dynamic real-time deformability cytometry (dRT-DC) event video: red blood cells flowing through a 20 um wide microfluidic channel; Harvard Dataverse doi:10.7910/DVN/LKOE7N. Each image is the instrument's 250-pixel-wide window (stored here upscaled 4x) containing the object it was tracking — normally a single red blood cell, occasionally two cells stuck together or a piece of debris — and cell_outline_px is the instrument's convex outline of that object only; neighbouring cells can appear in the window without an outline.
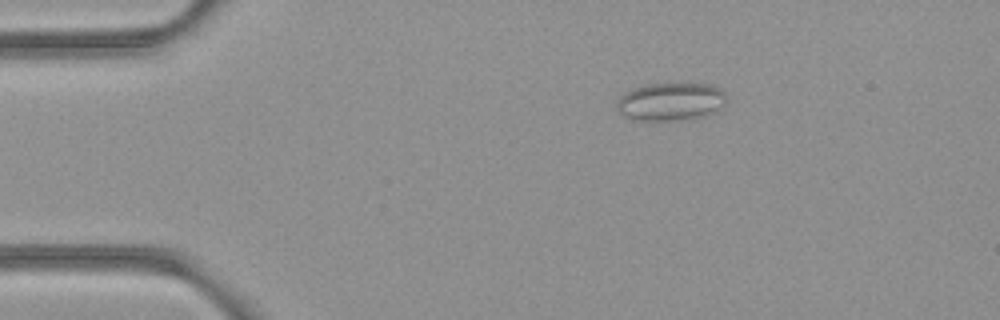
{"species": "common noctule bat (a hibernating species)", "species_latin": "Nyctalus noctula", "temperature_condition": "room temperature", "stored_images_in_passage": 44, "camera_frame_rate_fps": 3000, "um_per_image_px": 0.085, "animal": {"sex": "female", "body_mass_g": 21.9}, "frame": {"image": 1, "passage_image": 1, "time_ms": 0.0, "image_size_px": [1000, 320], "cell_outline_px": [[724, 104], [716, 112], [696, 120], [636, 120], [624, 116], [616, 108], [616, 100], [624, 92], [648, 84], [712, 84], [720, 88], [724, 92]], "centroid_in_image_um": [57.02, 8.66], "position_along_channel_um": 28.0, "area_um2": 24.51}}
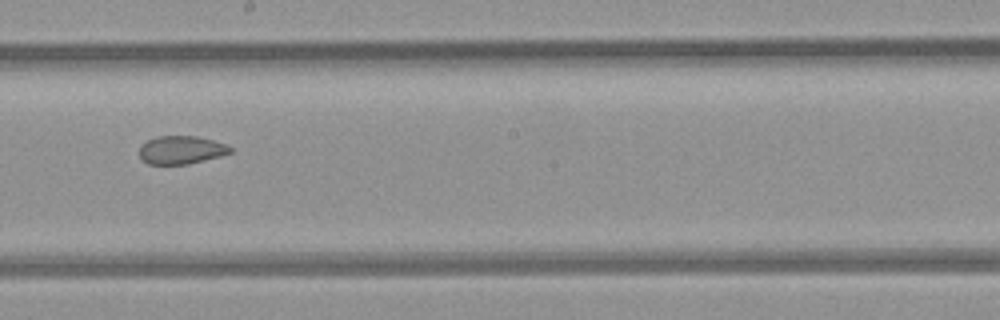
{"frame": {"image": 2, "passage_image": 21, "time_ms": 6.667, "image_size_px": [1000, 320], "cell_outline_px": [[232, 152], [220, 156], [188, 164], [148, 164], [140, 160], [140, 144], [156, 136], [196, 136], [228, 144], [232, 148]], "centroid_in_image_um": [15.39, 12.74], "position_along_channel_um": 232.8, "area_um2": 15.03}}
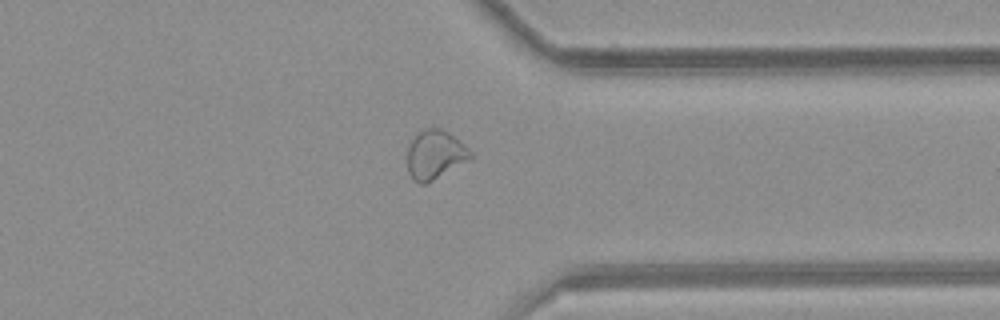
{"frame": {"image": 3, "passage_image": 32, "time_ms": 10.333, "image_size_px": [1000, 320], "cell_outline_px": [[472, 156], [468, 160], [432, 180], [424, 184], [420, 184], [412, 180], [408, 172], [408, 148], [412, 136], [416, 132], [424, 128], [440, 128], [448, 132], [460, 140], [472, 152]], "centroid_in_image_um": [36.94, 13.11], "position_along_channel_um": 374.5, "area_um2": 17.98}, "authors_computed_cell_mechanics": {"area_um2": 17.918, "velocity_mm_per_s": 3.9769, "shape_relaxation_time_tau1_ms": null, "shape_relaxation_time_tau2_ms": 1.699, "deformation_change_tau1": null, "deformation_change_tau2": 0.0774}}